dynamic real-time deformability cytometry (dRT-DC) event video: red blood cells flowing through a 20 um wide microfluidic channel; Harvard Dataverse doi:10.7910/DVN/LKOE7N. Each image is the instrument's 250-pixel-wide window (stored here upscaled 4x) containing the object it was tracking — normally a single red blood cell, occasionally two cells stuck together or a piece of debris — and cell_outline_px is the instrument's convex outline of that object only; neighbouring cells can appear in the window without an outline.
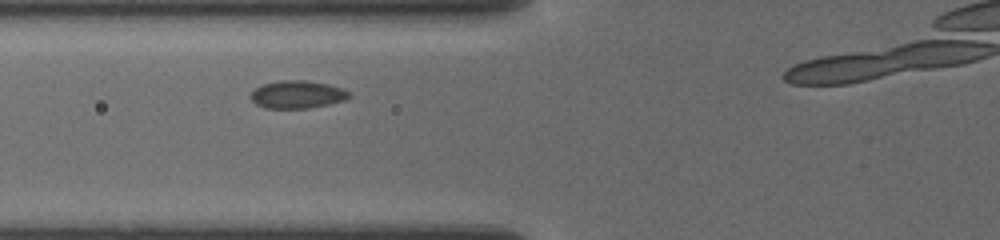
{"species": "common noctule bat (a hibernating species)", "species_latin": "Nyctalus noctula", "temperature_condition": "cold", "stored_images_in_passage": 18, "camera_frame_rate_fps": 3000, "um_per_image_px": 0.085, "animal": {"sex": "female", "body_mass_g": 19.5, "forearm_length_mm": 54.1}, "frame": {"image": 1, "passage_image": 3, "time_ms": 0.667, "image_size_px": [1000, 240], "cell_outline_px": [[352, 96], [344, 100], [328, 104], [308, 108], [264, 108], [256, 104], [252, 100], [252, 92], [256, 88], [264, 84], [280, 80], [308, 80], [328, 84], [340, 88], [348, 92]], "centroid_in_image_um": [25.27, 8.03], "position_along_channel_um": 100.5, "area_um2": 15.72}}
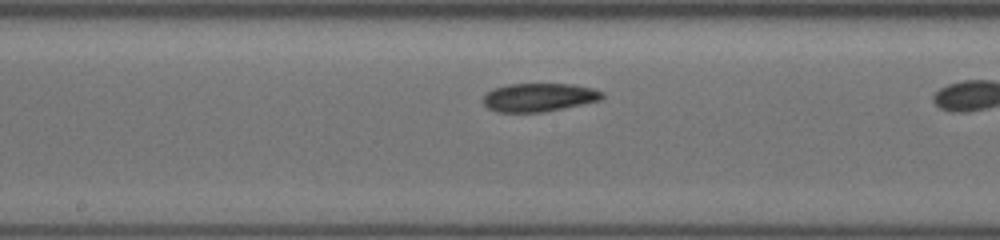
{"frame": {"image": 2, "passage_image": 8, "time_ms": 2.333, "image_size_px": [1000, 240], "cell_outline_px": [[604, 96], [600, 100], [564, 108], [544, 112], [496, 112], [488, 108], [480, 100], [484, 92], [492, 88], [508, 84], [572, 84], [592, 88], [604, 92]], "centroid_in_image_um": [45.74, 8.27], "position_along_channel_um": 202.5, "area_um2": 20.0}}